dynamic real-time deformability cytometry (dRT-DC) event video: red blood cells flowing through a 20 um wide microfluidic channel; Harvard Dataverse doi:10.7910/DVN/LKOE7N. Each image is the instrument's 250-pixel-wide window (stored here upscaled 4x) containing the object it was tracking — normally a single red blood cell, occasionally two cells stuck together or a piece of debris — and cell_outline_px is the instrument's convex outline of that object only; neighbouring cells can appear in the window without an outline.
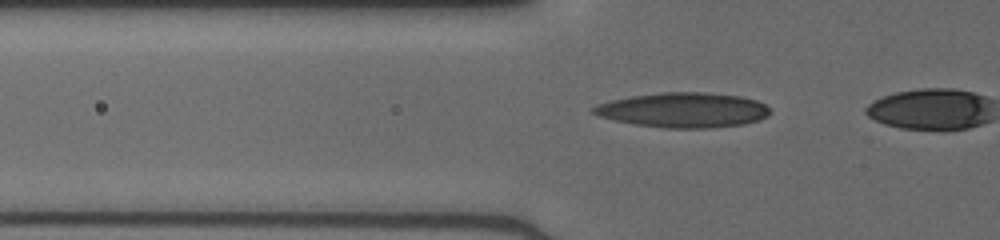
{"species": "human", "species_latin": "Homo sapiens", "temperature_condition": "cold", "stored_images_in_passage": 18, "segment_of_instrument_passage": [2, 2], "camera_frame_rate_fps": 3000, "um_per_image_px": 0.085, "donor": {"sex": "male"}, "frame": {"image": 1, "passage_image": 16, "time_ms": 5.0, "image_size_px": [1000, 240], "cell_outline_px": [[768, 116], [760, 120], [744, 124], [708, 128], [664, 128], [636, 124], [616, 120], [600, 116], [592, 112], [588, 108], [596, 104], [612, 100], [632, 96], [664, 92], [704, 92], [740, 96], [756, 100], [764, 104], [768, 108]], "centroid_in_image_um": [58.07, 9.35], "position_along_channel_um": 67.7, "area_um2": 35.78}}